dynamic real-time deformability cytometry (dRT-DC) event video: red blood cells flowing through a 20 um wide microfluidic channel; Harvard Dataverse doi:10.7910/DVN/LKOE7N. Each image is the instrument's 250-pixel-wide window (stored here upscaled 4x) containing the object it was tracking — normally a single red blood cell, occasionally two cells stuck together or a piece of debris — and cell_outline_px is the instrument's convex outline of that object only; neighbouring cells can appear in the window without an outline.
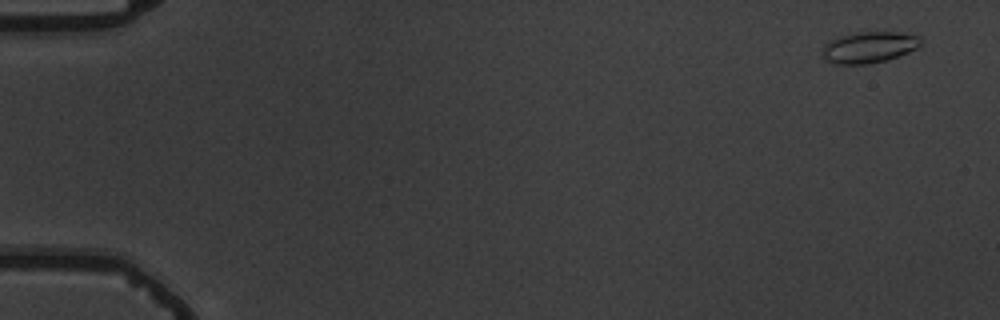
{"species": "common noctule bat (a hibernating species)", "species_latin": "Nyctalus noctula", "temperature_condition": "warm", "stored_images_in_passage": 5, "camera_frame_rate_fps": 3000, "um_per_image_px": 0.085, "animal": {"sex": "male", "body_mass_g": 19.5, "forearm_length_mm": 54.6}, "frame": {"image": 1, "passage_image": 1, "time_ms": 0.0, "image_size_px": [1000, 320], "cell_outline_px": [[920, 44], [916, 48], [896, 56], [884, 60], [868, 64], [836, 64], [828, 60], [824, 56], [824, 44], [828, 40], [840, 36], [856, 32], [896, 32], [920, 36]], "centroid_in_image_um": [73.84, 4.0], "position_along_channel_um": 11.2, "area_um2": 17.51}}
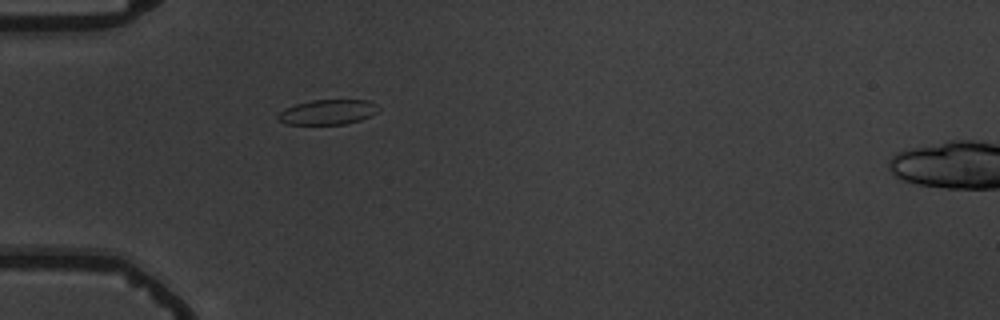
{"frame": {"image": 2, "passage_image": 5, "time_ms": 5.0, "image_size_px": [1000, 320], "cell_outline_px": [[380, 108], [372, 116], [360, 120], [344, 124], [288, 124], [280, 120], [276, 116], [284, 108], [296, 104], [312, 100], [368, 100], [376, 104]], "centroid_in_image_um": [27.88, 9.52], "position_along_channel_um": 57.1, "area_um2": 14.57}}